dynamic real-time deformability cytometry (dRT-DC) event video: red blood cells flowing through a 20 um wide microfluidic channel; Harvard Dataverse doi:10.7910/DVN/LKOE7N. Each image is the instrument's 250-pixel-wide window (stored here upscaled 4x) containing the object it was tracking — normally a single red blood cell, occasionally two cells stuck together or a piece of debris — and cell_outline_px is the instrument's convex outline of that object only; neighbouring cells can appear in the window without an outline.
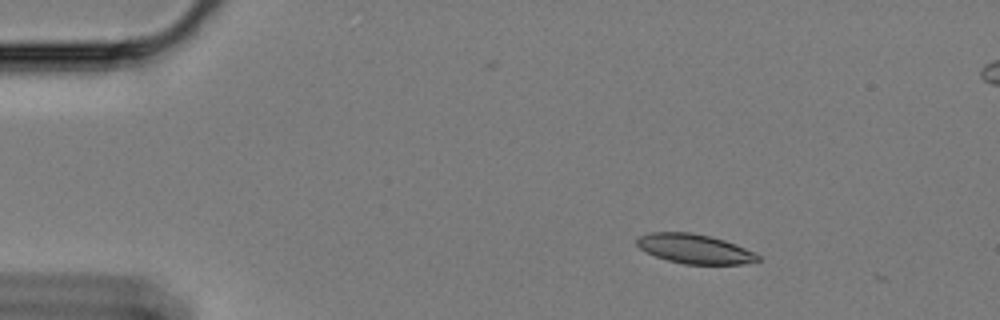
{"species": "Egyptian fruit bat (a non-hibernating species)", "species_latin": "Rousettus aegyptiacus", "temperature_condition": "cold", "stored_images_in_passage": 10, "camera_frame_rate_fps": 3000, "um_per_image_px": 0.085, "animal": {"sex": "female"}, "frame": {"image": 1, "passage_image": 1, "time_ms": 0.0, "image_size_px": [1000, 320], "cell_outline_px": [[760, 260], [744, 264], [684, 264], [668, 260], [656, 256], [640, 248], [636, 244], [636, 240], [640, 236], [648, 232], [692, 232], [724, 240], [736, 244], [756, 252], [760, 256]], "centroid_in_image_um": [59.07, 21.15], "position_along_channel_um": 25.9, "area_um2": 20.75}}